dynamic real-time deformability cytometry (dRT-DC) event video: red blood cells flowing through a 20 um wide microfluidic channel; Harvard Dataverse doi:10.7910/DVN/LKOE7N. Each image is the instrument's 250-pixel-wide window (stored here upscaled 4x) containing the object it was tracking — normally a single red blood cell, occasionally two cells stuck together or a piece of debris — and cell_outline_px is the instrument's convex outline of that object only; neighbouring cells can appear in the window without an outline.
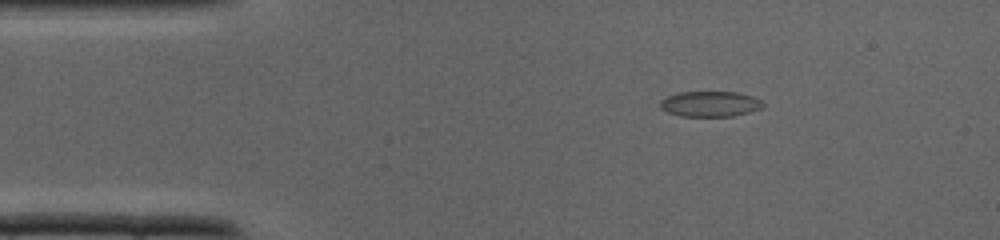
{"species": "common noctule bat (a hibernating species)", "species_latin": "Nyctalus noctula", "temperature_condition": "cold", "stored_images_in_passage": 33, "camera_frame_rate_fps": 3000, "um_per_image_px": 0.085, "animal": {"sex": "male", "body_mass_g": 19.0, "forearm_length_mm": 50.8}, "frame": {"image": 1, "passage_image": 2, "time_ms": 0.333, "image_size_px": [1000, 240], "cell_outline_px": [[764, 104], [760, 108], [748, 112], [732, 116], [680, 116], [668, 112], [660, 108], [660, 100], [668, 96], [680, 92], [736, 92], [752, 96], [760, 100]], "centroid_in_image_um": [60.33, 8.83], "position_along_channel_um": 24.7, "area_um2": 15.09}}
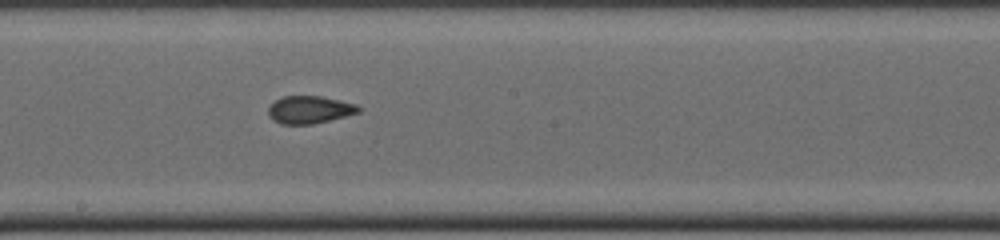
{"frame": {"image": 2, "passage_image": 16, "time_ms": 5.0, "image_size_px": [1000, 240], "cell_outline_px": [[360, 112], [312, 124], [280, 124], [272, 120], [268, 116], [268, 108], [276, 100], [284, 96], [320, 96], [356, 104], [360, 108]], "centroid_in_image_um": [26.27, 9.33], "position_along_channel_um": 221.9, "area_um2": 14.33}}
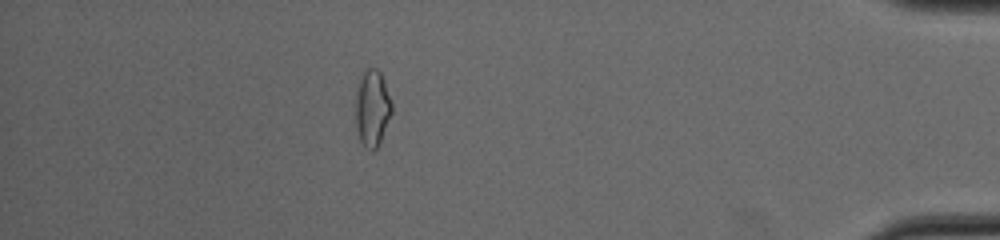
{"frame": {"image": 3, "passage_image": 29, "time_ms": 9.333, "image_size_px": [1000, 240], "cell_outline_px": [[392, 112], [380, 144], [372, 152], [364, 148], [360, 140], [356, 128], [356, 92], [360, 80], [364, 72], [368, 68], [376, 68], [380, 72], [384, 80], [392, 104]], "centroid_in_image_um": [31.65, 9.25], "position_along_channel_um": 403.6, "area_um2": 16.18}}